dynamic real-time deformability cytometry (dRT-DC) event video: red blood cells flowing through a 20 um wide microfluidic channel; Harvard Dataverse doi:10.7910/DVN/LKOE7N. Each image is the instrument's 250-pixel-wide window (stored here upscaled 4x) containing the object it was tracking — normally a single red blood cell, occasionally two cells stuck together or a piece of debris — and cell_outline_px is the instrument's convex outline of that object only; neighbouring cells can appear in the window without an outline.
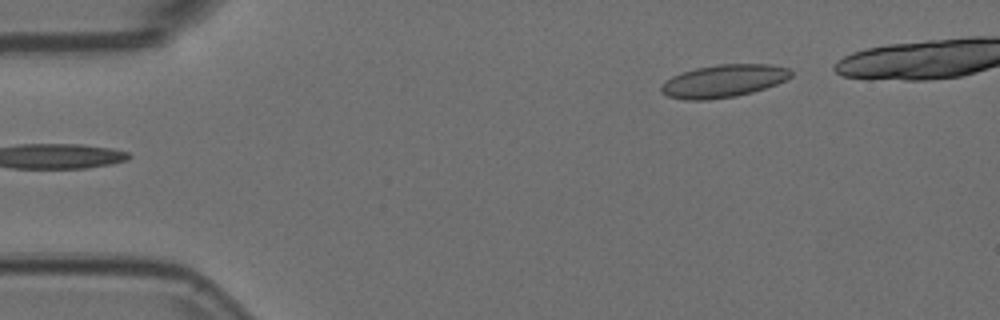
{"species": "Egyptian fruit bat (a non-hibernating species)", "species_latin": "Rousettus aegyptiacus", "temperature_condition": "room temperature", "stored_images_in_passage": 38, "camera_frame_rate_fps": 3000, "um_per_image_px": 0.085, "animal": {"sex": "female"}, "frame": {"image": 1, "passage_image": 1, "time_ms": 0.0, "image_size_px": [1000, 320], "cell_outline_px": [[792, 76], [776, 84], [752, 92], [736, 96], [708, 100], [684, 100], [668, 96], [660, 92], [660, 84], [672, 76], [696, 68], [716, 64], [768, 64], [788, 68], [792, 72]], "centroid_in_image_um": [61.46, 6.89], "position_along_channel_um": 23.5, "area_um2": 24.74}}
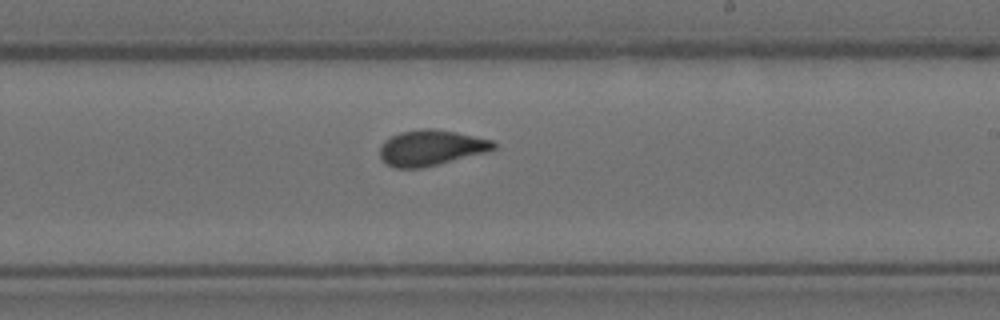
{"frame": {"image": 2, "passage_image": 25, "time_ms": 8.0, "image_size_px": [1000, 320], "cell_outline_px": [[496, 148], [484, 152], [420, 168], [396, 168], [388, 164], [380, 156], [380, 148], [384, 140], [400, 132], [424, 128], [432, 128], [456, 132], [492, 140], [496, 144]], "centroid_in_image_um": [36.61, 12.54], "position_along_channel_um": 252.4, "area_um2": 23.12}}
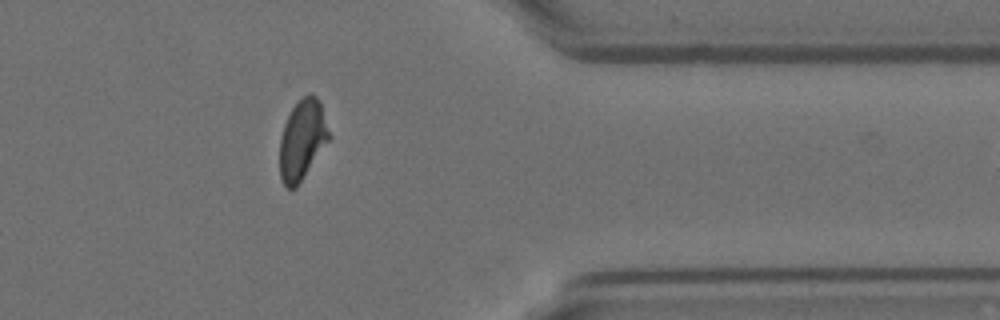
{"frame": {"image": 3, "passage_image": 37, "time_ms": 12.0, "image_size_px": [1000, 320], "cell_outline_px": [[332, 136], [296, 188], [288, 188], [284, 184], [280, 176], [280, 136], [284, 124], [292, 108], [308, 92], [316, 96], [320, 100]], "centroid_in_image_um": [25.72, 11.85], "position_along_channel_um": 385.7, "area_um2": 23.06}}